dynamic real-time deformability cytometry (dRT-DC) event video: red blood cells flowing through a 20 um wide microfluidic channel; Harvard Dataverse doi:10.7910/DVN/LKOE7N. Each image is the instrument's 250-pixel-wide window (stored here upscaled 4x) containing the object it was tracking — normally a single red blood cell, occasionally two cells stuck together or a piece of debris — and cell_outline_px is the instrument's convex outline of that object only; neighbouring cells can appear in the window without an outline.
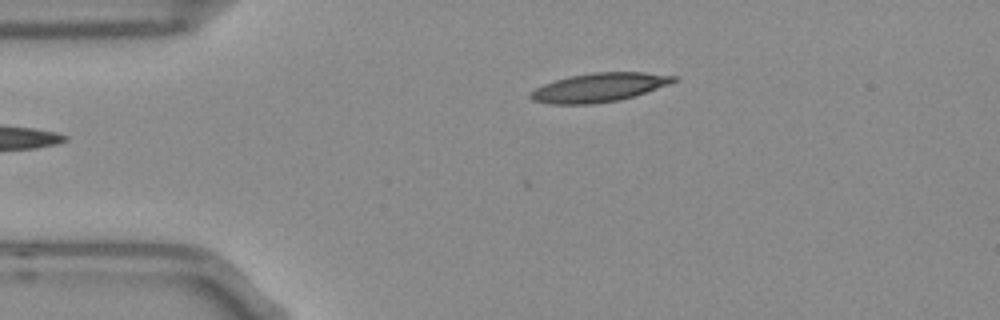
{"species": "Egyptian fruit bat (a non-hibernating species)", "species_latin": "Rousettus aegyptiacus", "temperature_condition": "room temperature", "stored_images_in_passage": 38, "camera_frame_rate_fps": 3000, "um_per_image_px": 0.085, "frame": {"image": 1, "passage_image": 1, "time_ms": 0.0, "image_size_px": [1000, 320], "cell_outline_px": [[680, 80], [620, 100], [592, 104], [552, 104], [532, 100], [528, 96], [536, 88], [544, 84], [568, 76], [592, 72], [644, 72], [680, 76]], "centroid_in_image_um": [50.94, 7.42], "position_along_channel_um": 34.1, "area_um2": 23.99}}
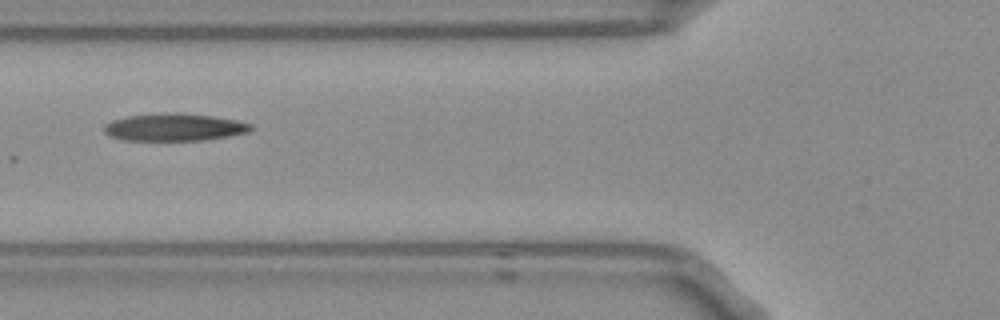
{"frame": {"image": 2, "passage_image": 10, "time_ms": 3.0, "image_size_px": [1000, 320], "cell_outline_px": [[252, 128], [248, 132], [228, 136], [204, 140], [128, 140], [112, 136], [104, 132], [104, 124], [112, 120], [128, 116], [212, 116], [236, 120], [252, 124]], "centroid_in_image_um": [14.84, 10.87], "position_along_channel_um": 111.0, "area_um2": 21.96}}
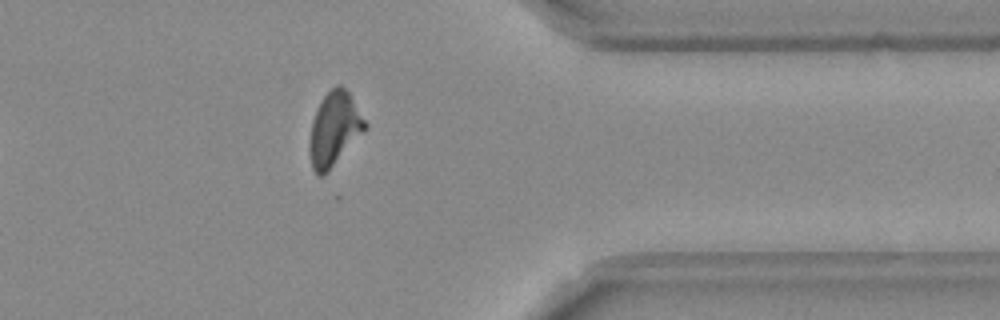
{"frame": {"image": 3, "passage_image": 33, "time_ms": 10.667, "image_size_px": [1000, 320], "cell_outline_px": [[368, 128], [328, 172], [324, 176], [316, 176], [312, 168], [308, 148], [312, 120], [320, 100], [336, 84], [340, 84], [348, 92], [368, 124]], "centroid_in_image_um": [28.41, 11.0], "position_along_channel_um": 383.0, "area_um2": 24.1}, "authors_computed_cell_mechanics": {"area_um2": 23.4379, "velocity_mm_per_s": 3.7416, "shape_relaxation_time_tau1_ms": null, "shape_relaxation_time_tau2_ms": 2.6452, "deformation_change_tau1": null, "deformation_change_tau2": 0.1276}}